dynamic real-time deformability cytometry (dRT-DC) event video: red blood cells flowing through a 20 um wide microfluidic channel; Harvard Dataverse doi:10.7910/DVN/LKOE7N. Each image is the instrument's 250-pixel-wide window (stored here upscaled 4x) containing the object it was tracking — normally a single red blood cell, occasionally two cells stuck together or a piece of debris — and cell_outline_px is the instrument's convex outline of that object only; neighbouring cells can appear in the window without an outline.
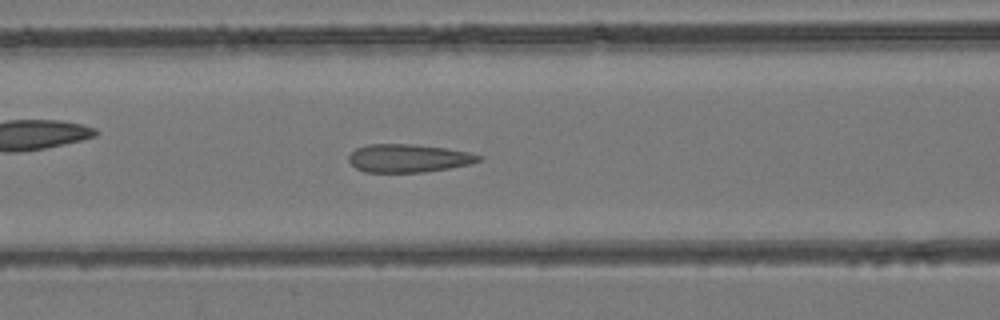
{"species": "common noctule bat (a hibernating species)", "species_latin": "Nyctalus noctula", "temperature_condition": "room temperature", "stored_images_in_passage": 49, "camera_frame_rate_fps": 3000, "um_per_image_px": 0.085, "animal": {"sex": "female", "body_mass_g": 24.6, "forearm_length_mm": 56.2}, "frame": {"image": 1, "passage_image": 20, "time_ms": 6.333, "image_size_px": [1000, 320], "cell_outline_px": [[484, 160], [468, 164], [448, 168], [424, 172], [364, 172], [356, 168], [348, 160], [348, 156], [356, 148], [368, 144], [416, 144], [448, 148], [468, 152], [484, 156]], "centroid_in_image_um": [34.74, 13.44], "position_along_channel_um": 131.9, "area_um2": 21.44}}
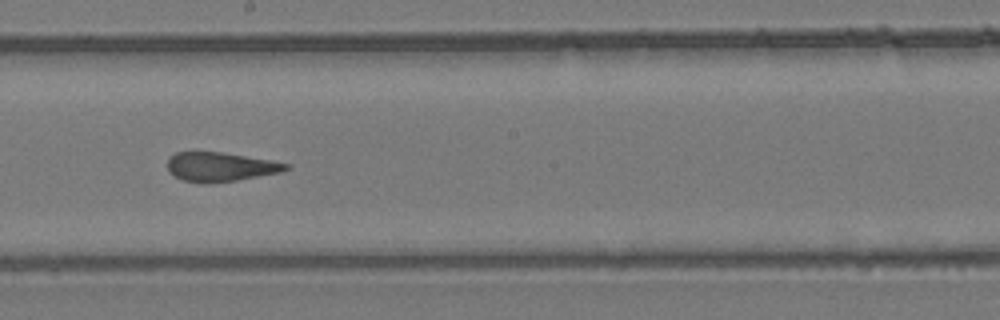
{"frame": {"image": 2, "passage_image": 27, "time_ms": 8.667, "image_size_px": [1000, 320], "cell_outline_px": [[292, 168], [280, 172], [236, 180], [200, 184], [184, 180], [168, 172], [168, 156], [176, 152], [220, 152], [272, 160], [292, 164]], "centroid_in_image_um": [18.74, 14.18], "position_along_channel_um": 229.5, "area_um2": 20.17}}
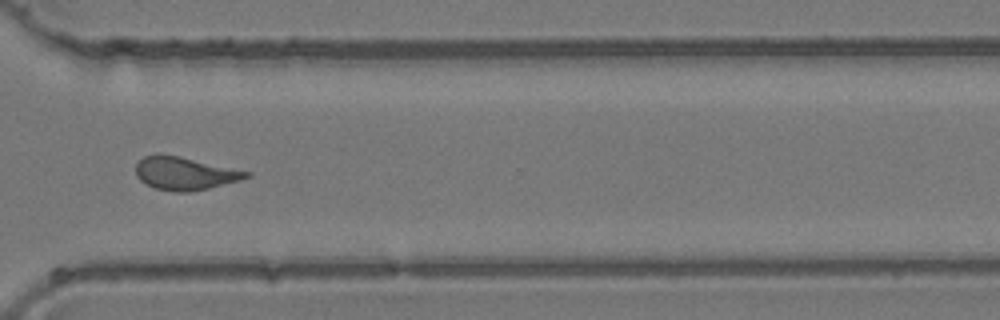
{"frame": {"image": 3, "passage_image": 36, "time_ms": 11.667, "image_size_px": [1000, 320], "cell_outline_px": [[252, 176], [240, 180], [208, 188], [188, 192], [172, 192], [156, 188], [144, 184], [136, 176], [136, 164], [144, 156], [180, 156], [252, 172]], "centroid_in_image_um": [15.74, 14.76], "position_along_channel_um": 354.9, "area_um2": 20.98}}